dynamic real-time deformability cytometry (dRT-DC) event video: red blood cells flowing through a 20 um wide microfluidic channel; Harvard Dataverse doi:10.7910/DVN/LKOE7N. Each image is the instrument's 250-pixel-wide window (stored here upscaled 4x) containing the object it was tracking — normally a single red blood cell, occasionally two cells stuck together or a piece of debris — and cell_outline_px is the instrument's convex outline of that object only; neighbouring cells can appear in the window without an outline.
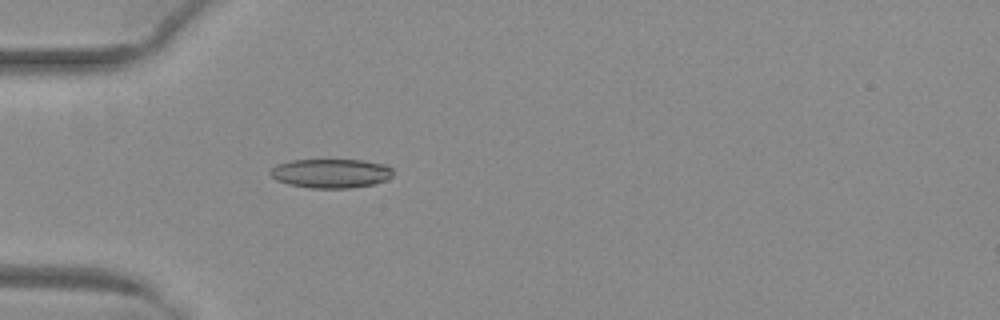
{"species": "common noctule bat (a hibernating species)", "species_latin": "Nyctalus noctula", "temperature_condition": "warm", "stored_images_in_passage": 16, "camera_frame_rate_fps": 3000, "um_per_image_px": 0.085, "animal": {"sex": "female", "body_mass_g": 29.2, "forearm_length_mm": 56.3}, "frame": {"image": 1, "passage_image": 1, "time_ms": 0.0, "image_size_px": [1000, 320], "cell_outline_px": [[392, 176], [388, 180], [376, 184], [348, 188], [312, 188], [288, 184], [276, 180], [268, 172], [276, 164], [292, 160], [364, 160], [384, 164], [392, 168]], "centroid_in_image_um": [28.14, 14.73], "position_along_channel_um": 56.9, "area_um2": 20.98}}
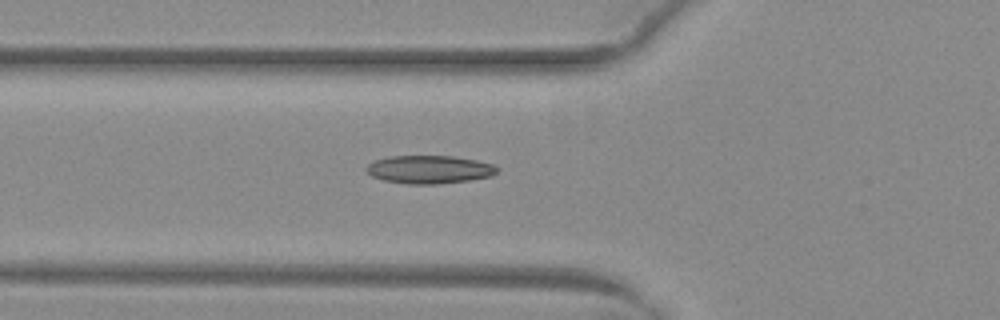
{"frame": {"image": 2, "passage_image": 4, "time_ms": 1.0, "image_size_px": [1000, 320], "cell_outline_px": [[500, 168], [492, 176], [468, 180], [436, 184], [408, 184], [384, 180], [372, 176], [364, 168], [368, 164], [376, 160], [388, 156], [452, 156], [476, 160], [492, 164]], "centroid_in_image_um": [36.49, 14.4], "position_along_channel_um": 89.3, "area_um2": 21.33}}
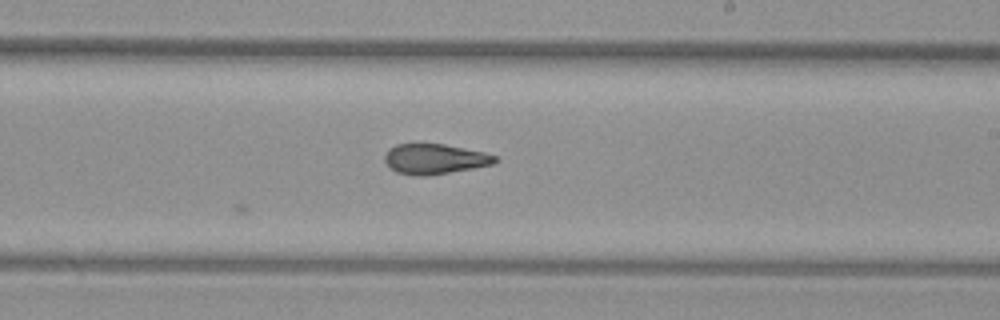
{"frame": {"image": 3, "passage_image": 16, "time_ms": 5.0, "image_size_px": [1000, 320], "cell_outline_px": [[500, 160], [496, 164], [428, 176], [412, 176], [396, 172], [384, 160], [384, 156], [388, 148], [396, 144], [444, 144], [484, 152], [496, 156]], "centroid_in_image_um": [36.97, 13.52], "position_along_channel_um": 252.0, "area_um2": 19.59}}